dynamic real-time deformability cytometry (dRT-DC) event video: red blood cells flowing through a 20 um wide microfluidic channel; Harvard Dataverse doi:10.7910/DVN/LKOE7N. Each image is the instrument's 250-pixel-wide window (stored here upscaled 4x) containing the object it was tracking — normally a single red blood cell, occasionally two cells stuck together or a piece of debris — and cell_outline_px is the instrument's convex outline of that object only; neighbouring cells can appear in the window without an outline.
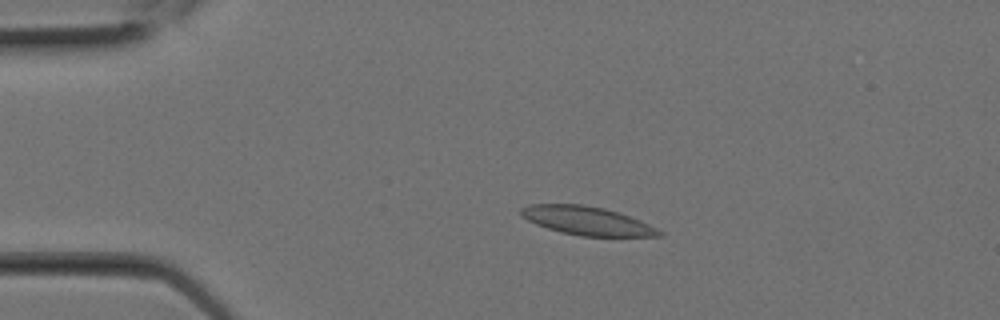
{"species": "Egyptian fruit bat (a non-hibernating species)", "species_latin": "Rousettus aegyptiacus", "temperature_condition": "room temperature", "stored_images_in_passage": 2, "camera_frame_rate_fps": 3000, "um_per_image_px": 0.085, "animal": {"sex": "female"}, "frame": {"image": 1, "passage_image": 2, "time_ms": 0.333, "image_size_px": [1000, 320], "cell_outline_px": [[664, 236], [580, 236], [560, 232], [536, 224], [520, 216], [520, 208], [528, 204], [584, 204], [604, 208], [640, 220], [664, 232]], "centroid_in_image_um": [49.86, 18.76], "position_along_channel_um": 35.1, "area_um2": 22.95}}